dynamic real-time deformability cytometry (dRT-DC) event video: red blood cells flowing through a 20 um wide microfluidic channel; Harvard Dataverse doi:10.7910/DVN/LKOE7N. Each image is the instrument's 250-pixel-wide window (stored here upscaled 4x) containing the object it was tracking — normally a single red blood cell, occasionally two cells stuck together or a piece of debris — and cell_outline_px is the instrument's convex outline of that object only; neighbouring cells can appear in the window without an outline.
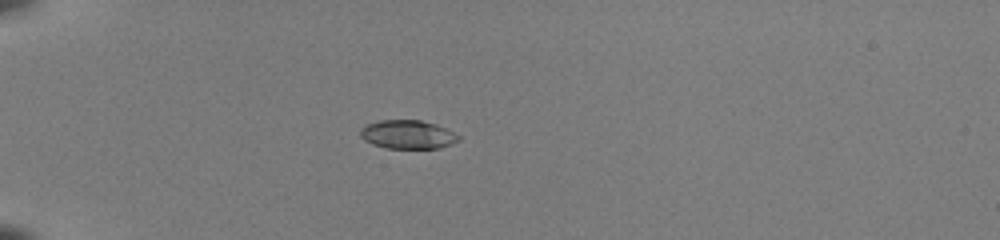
{"species": "common noctule bat (a hibernating species)", "species_latin": "Nyctalus noctula", "temperature_condition": "room temperature", "stored_images_in_passage": 36, "camera_frame_rate_fps": 3000, "um_per_image_px": 0.085, "animal": {"sex": "female", "body_mass_g": 22.0, "forearm_length_mm": 56.7}, "frame": {"image": 1, "passage_image": 1, "time_ms": 0.0, "image_size_px": [1000, 240], "cell_outline_px": [[460, 140], [452, 144], [440, 148], [384, 148], [372, 144], [364, 140], [360, 136], [360, 128], [368, 124], [380, 120], [420, 120], [436, 124], [448, 128], [460, 136]], "centroid_in_image_um": [34.68, 11.43], "position_along_channel_um": 50.3, "area_um2": 16.59}}
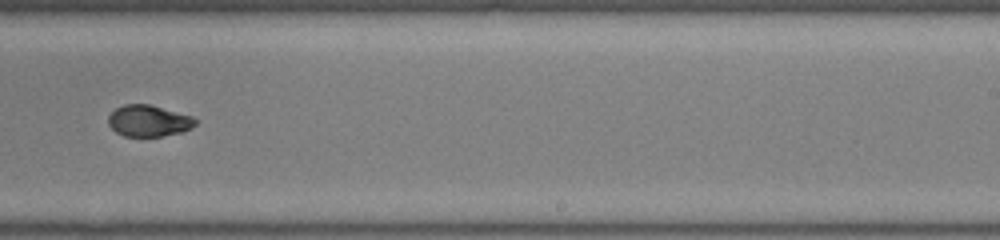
{"frame": {"image": 2, "passage_image": 20, "time_ms": 6.333, "image_size_px": [1000, 240], "cell_outline_px": [[200, 120], [192, 128], [180, 132], [160, 136], [124, 136], [116, 132], [108, 124], [108, 116], [116, 108], [124, 104], [148, 104], [192, 116]], "centroid_in_image_um": [12.65, 10.27], "position_along_channel_um": 276.4, "area_um2": 15.9}}
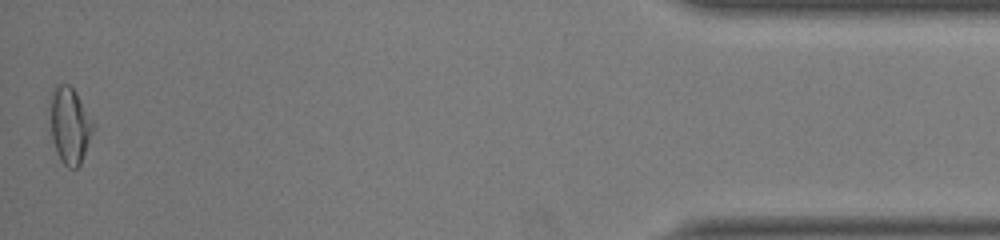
{"frame": {"image": 3, "passage_image": 36, "time_ms": 11.667, "image_size_px": [1000, 240], "cell_outline_px": [[96, 124], [80, 164], [76, 168], [68, 168], [60, 160], [56, 152], [52, 140], [48, 100], [56, 84], [68, 84], [76, 92]], "centroid_in_image_um": [5.91, 10.63], "position_along_channel_um": 429.3, "area_um2": 19.54}, "authors_computed_cell_mechanics": {"area_um2": 16.6753, "velocity_mm_per_s": 4.0962, "shape_relaxation_time_tau1_ms": 6.1755, "shape_relaxation_time_tau2_ms": 1.764, "deformation_change_tau1": 0.2291, "deformation_change_tau2": 0.054}}